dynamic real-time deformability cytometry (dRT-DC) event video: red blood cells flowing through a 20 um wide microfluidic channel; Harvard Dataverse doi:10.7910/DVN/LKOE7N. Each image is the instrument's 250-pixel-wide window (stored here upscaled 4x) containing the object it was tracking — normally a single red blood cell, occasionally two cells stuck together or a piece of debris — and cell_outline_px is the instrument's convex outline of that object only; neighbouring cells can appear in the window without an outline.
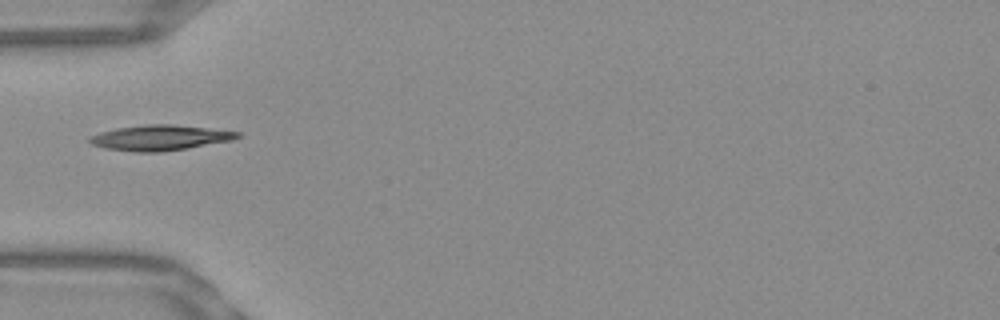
{"species": "Egyptian fruit bat (a non-hibernating species)", "species_latin": "Rousettus aegyptiacus", "temperature_condition": "warm", "stored_images_in_passage": 32, "camera_frame_rate_fps": 3000, "um_per_image_px": 0.085, "frame": {"image": 1, "passage_image": 1, "time_ms": 0.0, "image_size_px": [1000, 320], "cell_outline_px": [[240, 136], [232, 140], [188, 148], [160, 152], [136, 152], [104, 148], [92, 144], [88, 140], [88, 136], [100, 132], [116, 128], [144, 124], [172, 124], [240, 132]], "centroid_in_image_um": [13.55, 11.7], "position_along_channel_um": 71.5, "area_um2": 21.79}}
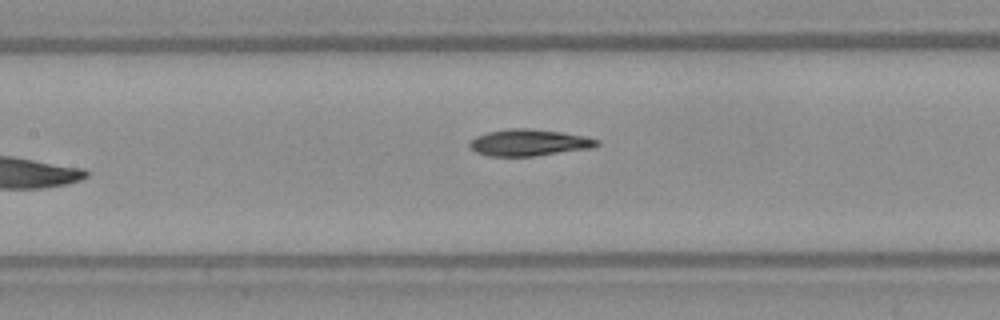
{"frame": {"image": 2, "passage_image": 8, "time_ms": 2.333, "image_size_px": [1000, 320], "cell_outline_px": [[600, 144], [592, 148], [536, 156], [488, 156], [476, 152], [468, 144], [476, 136], [488, 132], [508, 128], [532, 128], [564, 132], [584, 136], [600, 140]], "centroid_in_image_um": [45.0, 12.11], "position_along_channel_um": 162.4, "area_um2": 19.88}}
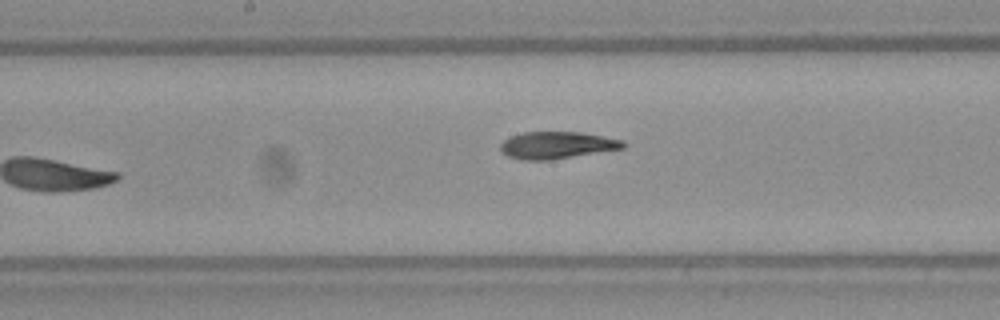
{"frame": {"image": 3, "passage_image": 11, "time_ms": 3.333, "image_size_px": [1000, 320], "cell_outline_px": [[628, 144], [624, 148], [552, 160], [524, 160], [508, 156], [500, 152], [500, 144], [504, 140], [512, 136], [524, 132], [580, 132], [624, 140]], "centroid_in_image_um": [47.35, 12.34], "position_along_channel_um": 200.8, "area_um2": 19.42}, "authors_computed_cell_mechanics": {"area_um2": 19.8832, "velocity_mm_per_s": 3.879, "shape_relaxation_time_tau1_ms": 5.3281, "shape_relaxation_time_tau2_ms": 8.4483, "deformation_change_tau1": 0.1673, "deformation_change_tau2": 0.1551}}